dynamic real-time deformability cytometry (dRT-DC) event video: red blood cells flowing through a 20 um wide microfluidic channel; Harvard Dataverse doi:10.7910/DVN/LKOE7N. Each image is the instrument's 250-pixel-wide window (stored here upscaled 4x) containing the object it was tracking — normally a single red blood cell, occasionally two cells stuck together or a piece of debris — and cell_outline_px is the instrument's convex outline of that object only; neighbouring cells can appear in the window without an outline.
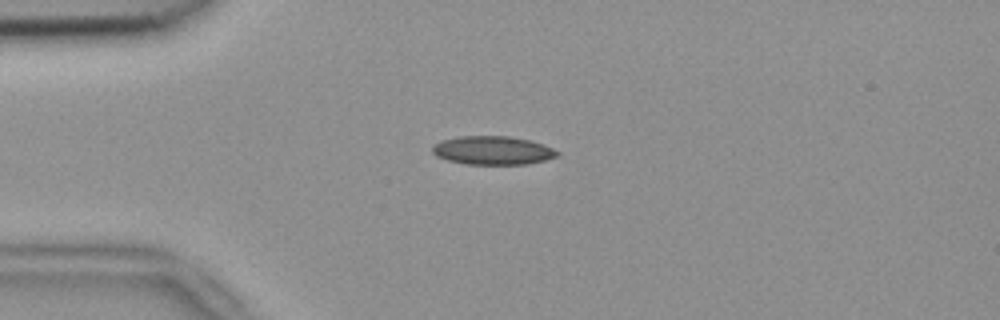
{"species": "common noctule bat (a hibernating species)", "species_latin": "Nyctalus noctula", "temperature_condition": "room temperature", "stored_images_in_passage": 20, "camera_frame_rate_fps": 3000, "um_per_image_px": 0.085, "animal": {"sex": "female", "body_mass_g": 18.4}, "frame": {"image": 1, "passage_image": 9, "time_ms": 2.667, "image_size_px": [1000, 320], "cell_outline_px": [[560, 152], [556, 156], [544, 160], [528, 164], [468, 164], [448, 160], [436, 156], [432, 152], [432, 148], [440, 140], [460, 136], [508, 136], [532, 140], [544, 144]], "centroid_in_image_um": [41.89, 12.77], "position_along_channel_um": 43.1, "area_um2": 20.75}}
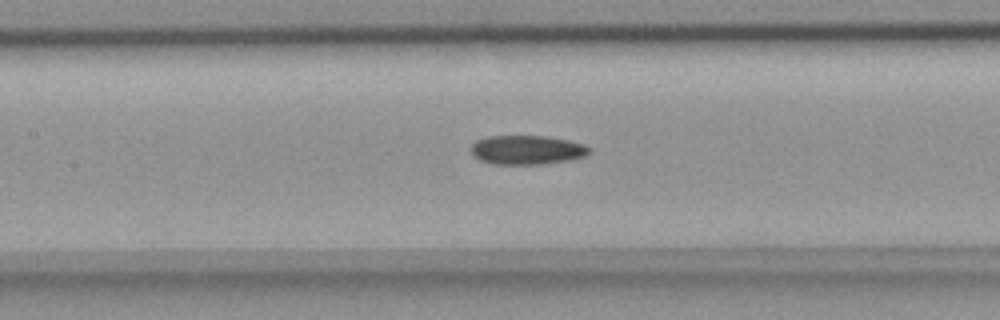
{"frame": {"image": 2, "passage_image": 20, "time_ms": 6.333, "image_size_px": [1000, 320], "cell_outline_px": [[592, 152], [584, 156], [568, 160], [540, 164], [492, 164], [480, 160], [472, 152], [472, 144], [476, 140], [488, 136], [548, 136], [568, 140], [584, 144], [592, 148]], "centroid_in_image_um": [44.83, 12.73], "position_along_channel_um": 162.6, "area_um2": 20.06}}